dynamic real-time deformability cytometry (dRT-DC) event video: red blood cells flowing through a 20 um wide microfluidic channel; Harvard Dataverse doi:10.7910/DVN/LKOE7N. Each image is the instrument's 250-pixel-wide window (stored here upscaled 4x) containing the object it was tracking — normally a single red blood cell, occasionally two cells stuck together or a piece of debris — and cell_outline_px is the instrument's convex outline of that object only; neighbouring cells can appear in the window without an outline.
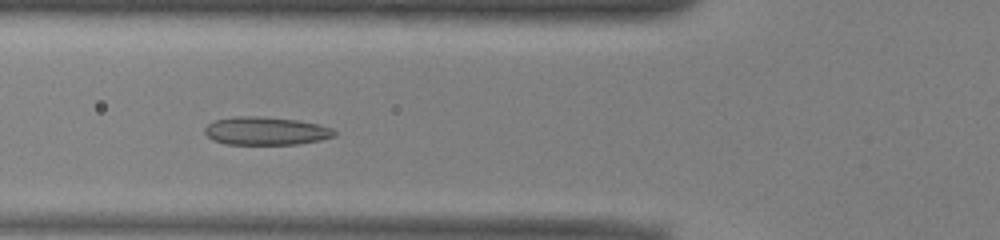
{"species": "common noctule bat (a hibernating species)", "species_latin": "Nyctalus noctula", "temperature_condition": "warm", "stored_images_in_passage": 47, "camera_frame_rate_fps": 3000, "um_per_image_px": 0.085, "animal": {"sex": "male", "body_mass_g": 13.0, "forearm_length_mm": 53.1}, "frame": {"image": 1, "passage_image": 14, "time_ms": 4.333, "image_size_px": [1000, 240], "cell_outline_px": [[336, 136], [320, 140], [296, 144], [224, 144], [212, 140], [204, 132], [204, 128], [208, 124], [216, 120], [236, 116], [260, 116], [296, 120], [320, 124], [332, 128], [336, 132]], "centroid_in_image_um": [22.6, 11.13], "position_along_channel_um": 103.2, "area_um2": 21.27}}
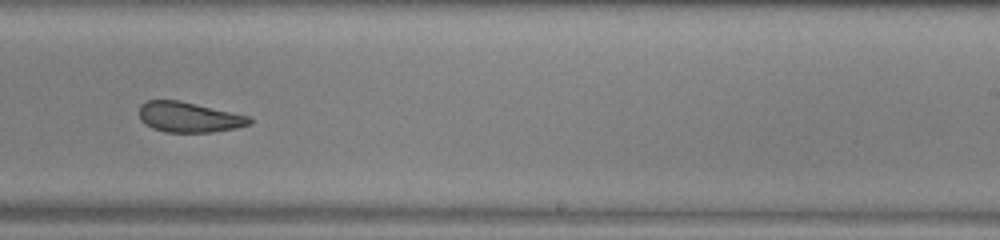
{"frame": {"image": 2, "passage_image": 27, "time_ms": 8.667, "image_size_px": [1000, 240], "cell_outline_px": [[252, 124], [236, 128], [212, 132], [164, 132], [152, 128], [144, 124], [140, 120], [140, 104], [148, 100], [180, 100], [252, 116]], "centroid_in_image_um": [16.09, 9.95], "position_along_channel_um": 272.9, "area_um2": 19.77}}
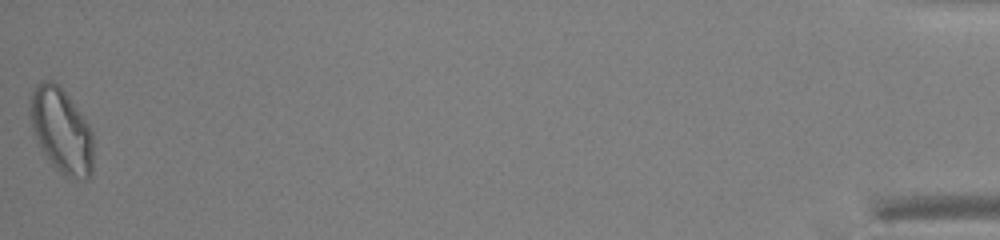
{"frame": {"image": 3, "passage_image": 47, "time_ms": 15.333, "image_size_px": [1000, 240], "cell_outline_px": [[92, 172], [88, 180], [72, 180], [64, 176], [52, 164], [40, 148], [36, 140], [32, 128], [28, 112], [28, 108], [32, 92], [36, 84], [40, 80], [52, 80], [68, 96], [88, 124], [92, 132]], "centroid_in_image_um": [5.19, 11.13], "position_along_channel_um": 430.0, "area_um2": 31.44}, "authors_computed_cell_mechanics": {"area_um2": 22.1952, "velocity_mm_per_s": 3.9211, "shape_relaxation_time_tau1_ms": 8.8829, "shape_relaxation_time_tau2_ms": 1.6531, "deformation_change_tau1": 0.1604, "deformation_change_tau2": 0.0777}}